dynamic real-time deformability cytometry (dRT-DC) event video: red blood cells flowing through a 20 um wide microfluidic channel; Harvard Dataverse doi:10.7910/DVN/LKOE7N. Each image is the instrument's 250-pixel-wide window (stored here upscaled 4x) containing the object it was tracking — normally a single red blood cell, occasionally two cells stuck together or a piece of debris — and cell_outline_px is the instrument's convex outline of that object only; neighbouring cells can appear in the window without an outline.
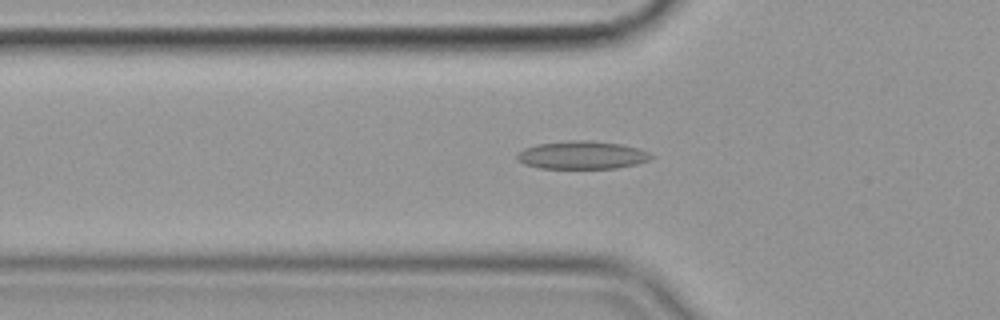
{"species": "common noctule bat (a hibernating species)", "species_latin": "Nyctalus noctula", "temperature_condition": "cold", "stored_images_in_passage": 56, "camera_frame_rate_fps": 3000, "um_per_image_px": 0.085, "animal": {"sex": "female", "body_mass_g": 19.9}, "frame": {"image": 1, "passage_image": 19, "time_ms": 6.0, "image_size_px": [1000, 320], "cell_outline_px": [[656, 156], [648, 160], [636, 164], [616, 168], [540, 168], [524, 164], [516, 160], [516, 156], [524, 148], [536, 144], [568, 140], [588, 140], [620, 144], [636, 148], [648, 152]], "centroid_in_image_um": [49.45, 13.18], "position_along_channel_um": 76.4, "area_um2": 21.85}}
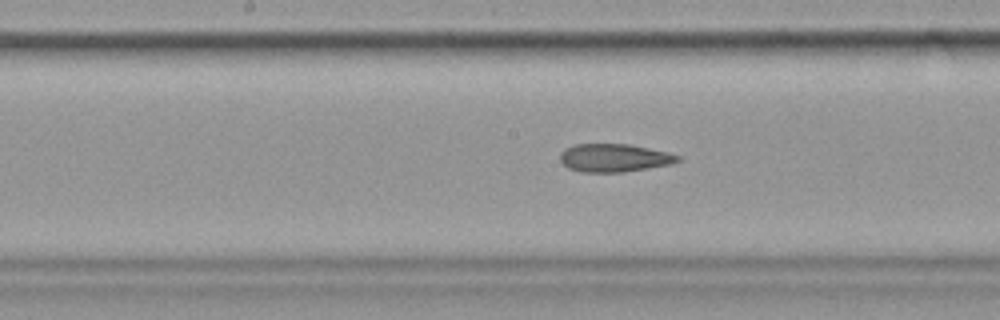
{"frame": {"image": 2, "passage_image": 29, "time_ms": 9.333, "image_size_px": [1000, 320], "cell_outline_px": [[680, 160], [668, 164], [624, 172], [580, 172], [568, 168], [560, 160], [560, 152], [564, 148], [576, 144], [628, 144], [668, 152], [680, 156]], "centroid_in_image_um": [52.15, 13.41], "position_along_channel_um": 196.0, "area_um2": 19.13}}
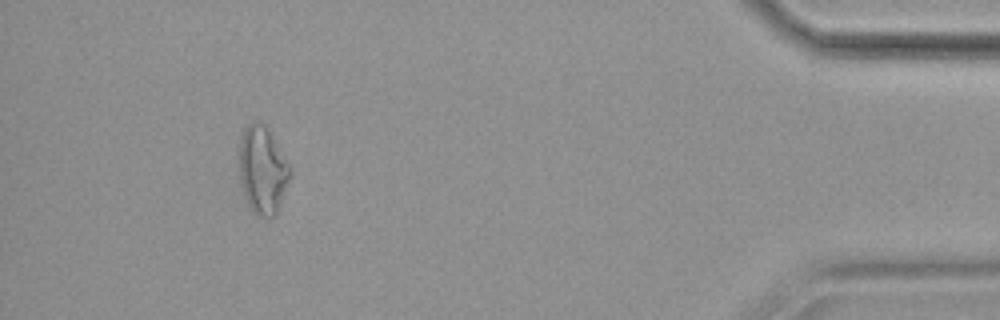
{"frame": {"image": 3, "passage_image": 52, "time_ms": 17.0, "image_size_px": [1000, 320], "cell_outline_px": [[288, 180], [276, 212], [268, 220], [256, 216], [252, 212], [244, 196], [240, 176], [240, 140], [244, 128], [252, 120], [260, 120], [264, 124], [288, 164]], "centroid_in_image_um": [22.26, 14.47], "position_along_channel_um": 412.9, "area_um2": 25.26}, "authors_computed_cell_mechanics": {"area_um2": 20.8658, "velocity_mm_per_s": 3.5811, "shape_relaxation_time_tau1_ms": null, "shape_relaxation_time_tau2_ms": 4.4394, "deformation_change_tau1": null, "deformation_change_tau2": 0.1288}}